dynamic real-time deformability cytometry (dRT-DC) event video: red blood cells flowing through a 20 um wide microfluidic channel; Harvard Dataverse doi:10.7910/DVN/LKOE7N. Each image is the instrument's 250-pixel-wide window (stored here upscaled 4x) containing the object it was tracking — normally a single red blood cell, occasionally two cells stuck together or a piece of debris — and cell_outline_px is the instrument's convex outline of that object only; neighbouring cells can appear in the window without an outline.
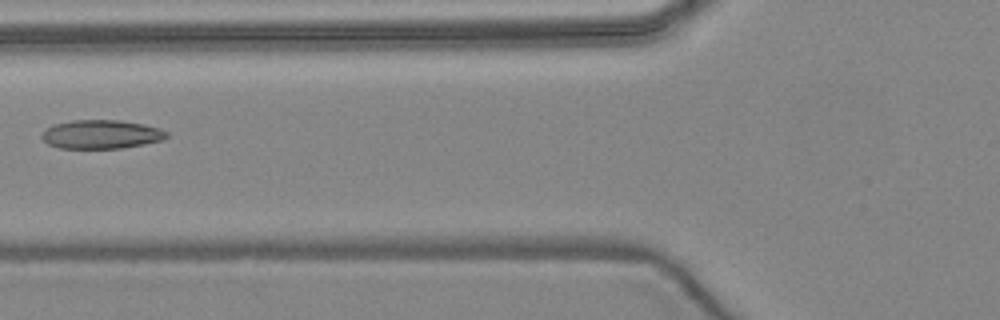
{"species": "common noctule bat (a hibernating species)", "species_latin": "Nyctalus noctula", "temperature_condition": "warm", "stored_images_in_passage": 6, "camera_frame_rate_fps": 3000, "um_per_image_px": 0.085, "animal": {"sex": "female", "body_mass_g": 24.6, "forearm_length_mm": 56.2}, "frame": {"image": 1, "passage_image": 6, "time_ms": 5.667, "image_size_px": [1000, 320], "cell_outline_px": [[168, 136], [164, 140], [144, 144], [120, 148], [60, 148], [48, 144], [40, 136], [48, 128], [56, 124], [72, 120], [120, 120], [144, 124], [160, 128], [168, 132]], "centroid_in_image_um": [8.65, 11.41], "position_along_channel_um": 117.1, "area_um2": 20.87}}